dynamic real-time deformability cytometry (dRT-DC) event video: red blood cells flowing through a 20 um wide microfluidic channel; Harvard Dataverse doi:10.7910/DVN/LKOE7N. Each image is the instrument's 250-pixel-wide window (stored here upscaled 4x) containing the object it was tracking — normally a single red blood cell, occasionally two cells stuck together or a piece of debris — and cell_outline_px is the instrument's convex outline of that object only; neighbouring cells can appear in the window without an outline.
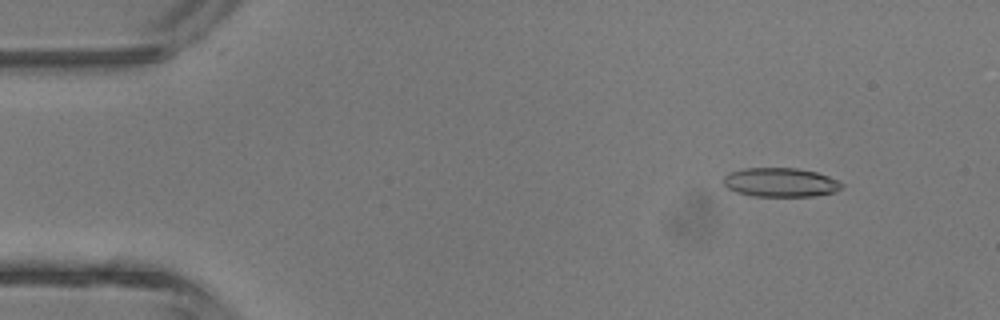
{"species": "common noctule bat (a hibernating species)", "species_latin": "Nyctalus noctula", "temperature_condition": "room temperature", "stored_images_in_passage": 4, "camera_frame_rate_fps": 3000, "um_per_image_px": 0.085, "animal": {"sex": "male", "body_mass_g": 13.3}, "frame": {"image": 1, "passage_image": 2, "time_ms": 1.333, "image_size_px": [1000, 320], "cell_outline_px": [[844, 184], [836, 192], [812, 196], [752, 196], [736, 192], [728, 188], [724, 184], [724, 176], [728, 172], [744, 168], [796, 168], [816, 172], [840, 180]], "centroid_in_image_um": [66.35, 15.5], "position_along_channel_um": 18.7, "area_um2": 20.11}}